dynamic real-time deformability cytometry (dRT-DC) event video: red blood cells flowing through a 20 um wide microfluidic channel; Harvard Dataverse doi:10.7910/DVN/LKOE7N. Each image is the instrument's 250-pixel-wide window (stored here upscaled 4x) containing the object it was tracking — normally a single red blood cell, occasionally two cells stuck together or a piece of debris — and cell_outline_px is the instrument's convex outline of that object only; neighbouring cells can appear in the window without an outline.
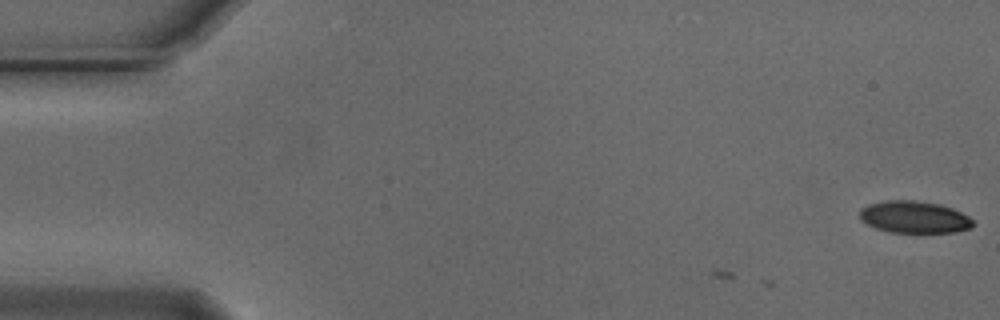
{"species": "Egyptian fruit bat (a non-hibernating species)", "species_latin": "Rousettus aegyptiacus", "temperature_condition": "cold", "stored_images_in_passage": 4, "camera_frame_rate_fps": 3000, "um_per_image_px": 0.085, "animal": {"sex": "male"}, "frame": {"image": 1, "passage_image": 1, "time_ms": 0.0, "image_size_px": [1000, 320], "cell_outline_px": [[976, 224], [972, 228], [956, 232], [888, 232], [876, 228], [860, 220], [860, 208], [868, 204], [884, 200], [912, 200], [940, 204], [952, 208], [968, 216]], "centroid_in_image_um": [77.71, 18.45], "position_along_channel_um": 7.3, "area_um2": 21.27}}